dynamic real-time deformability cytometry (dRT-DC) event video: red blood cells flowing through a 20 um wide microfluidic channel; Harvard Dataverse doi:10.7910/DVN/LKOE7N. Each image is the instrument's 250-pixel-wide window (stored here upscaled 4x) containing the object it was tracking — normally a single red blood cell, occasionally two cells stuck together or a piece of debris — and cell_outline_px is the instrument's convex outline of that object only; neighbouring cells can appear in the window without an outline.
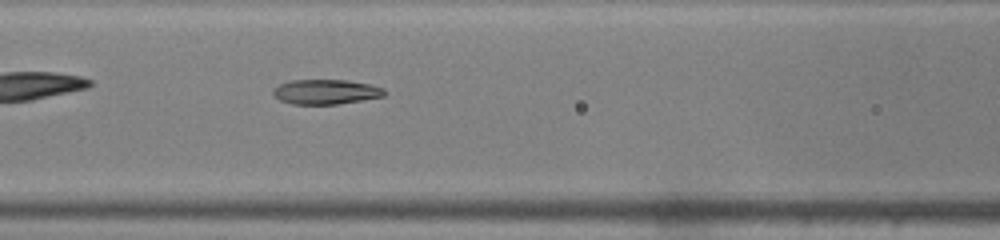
{"species": "common noctule bat (a hibernating species)", "species_latin": "Nyctalus noctula", "temperature_condition": "warm", "stored_images_in_passage": 33, "camera_frame_rate_fps": 3000, "um_per_image_px": 0.085, "animal": {"sex": "male", "body_mass_g": 19.0, "forearm_length_mm": 50.8}, "frame": {"image": 1, "passage_image": 8, "time_ms": 2.333, "image_size_px": [1000, 240], "cell_outline_px": [[384, 96], [336, 104], [292, 104], [280, 100], [272, 92], [280, 84], [292, 80], [348, 80], [368, 84], [384, 88]], "centroid_in_image_um": [27.69, 7.8], "position_along_channel_um": 138.9, "area_um2": 15.78}}
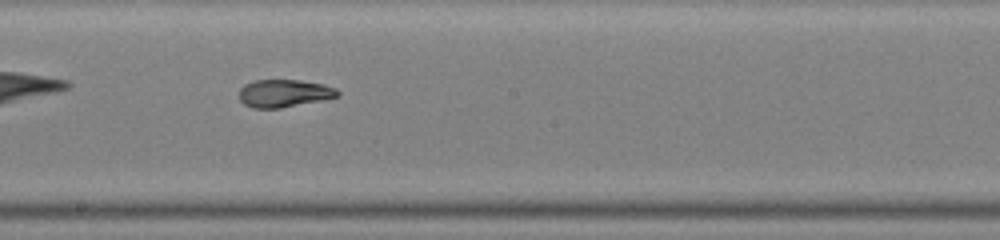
{"frame": {"image": 2, "passage_image": 14, "time_ms": 4.333, "image_size_px": [1000, 240], "cell_outline_px": [[340, 92], [336, 96], [320, 100], [280, 108], [252, 108], [244, 104], [240, 100], [240, 88], [244, 84], [256, 80], [300, 80], [324, 84], [336, 88]], "centroid_in_image_um": [24.12, 7.92], "position_along_channel_um": 224.1, "area_um2": 15.72}}
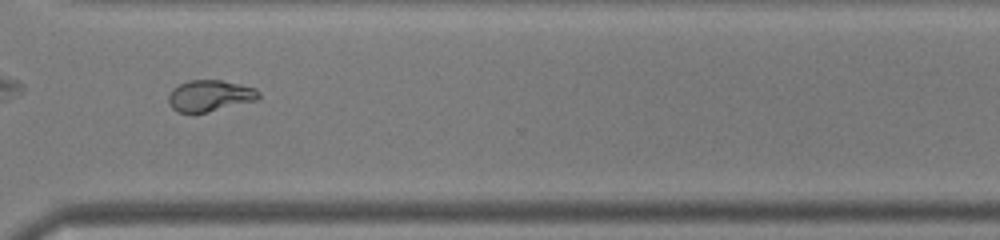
{"frame": {"image": 3, "passage_image": 23, "time_ms": 7.333, "image_size_px": [1000, 240], "cell_outline_px": [[260, 96], [256, 100], [208, 112], [176, 112], [168, 104], [168, 96], [172, 88], [188, 80], [220, 80], [240, 84], [256, 88], [260, 92]], "centroid_in_image_um": [17.82, 8.13], "position_along_channel_um": 352.8, "area_um2": 16.47}, "authors_computed_cell_mechanics": {"area_um2": 16.5308, "velocity_mm_per_s": 4.2741, "shape_relaxation_time_tau1_ms": 10.8696, "shape_relaxation_time_tau2_ms": 0.7552, "deformation_change_tau1": 0.3564, "deformation_change_tau2": 0.0456}}